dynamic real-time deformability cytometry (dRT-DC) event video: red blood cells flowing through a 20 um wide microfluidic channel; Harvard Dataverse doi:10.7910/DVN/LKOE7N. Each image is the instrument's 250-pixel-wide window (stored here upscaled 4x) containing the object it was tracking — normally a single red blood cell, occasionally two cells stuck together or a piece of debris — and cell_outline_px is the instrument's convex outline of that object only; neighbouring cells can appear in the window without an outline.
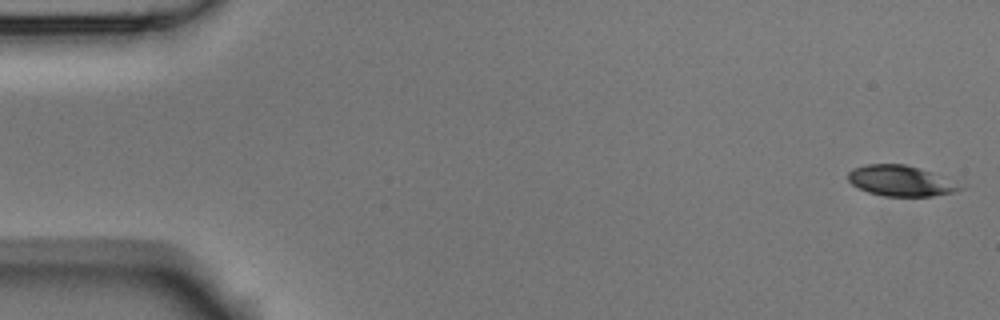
{"species": "Egyptian fruit bat (a non-hibernating species)", "species_latin": "Rousettus aegyptiacus", "temperature_condition": "room temperature", "stored_images_in_passage": 4, "camera_frame_rate_fps": 3000, "um_per_image_px": 0.085, "animal": {"sex": "male"}, "frame": {"image": 1, "passage_image": 1, "time_ms": 0.0, "image_size_px": [1000, 320], "cell_outline_px": [[964, 188], [952, 192], [932, 196], [884, 196], [868, 192], [852, 184], [848, 180], [848, 172], [852, 168], [868, 164], [904, 164], [932, 172]], "centroid_in_image_um": [76.48, 15.36], "position_along_channel_um": 8.5, "area_um2": 19.54}}
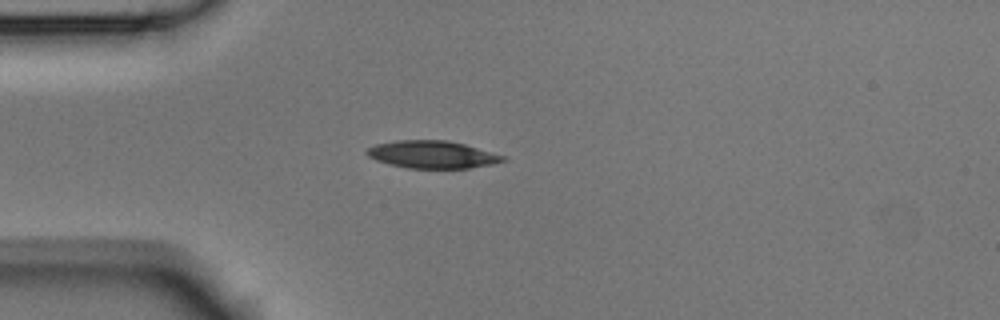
{"frame": {"image": 2, "passage_image": 4, "time_ms": 1.0, "image_size_px": [1000, 320], "cell_outline_px": [[508, 160], [492, 164], [468, 168], [408, 168], [388, 164], [376, 160], [368, 156], [364, 152], [368, 148], [376, 144], [396, 140], [444, 140], [464, 144], [508, 156]], "centroid_in_image_um": [36.76, 13.13], "position_along_channel_um": 48.2, "area_um2": 21.91}}